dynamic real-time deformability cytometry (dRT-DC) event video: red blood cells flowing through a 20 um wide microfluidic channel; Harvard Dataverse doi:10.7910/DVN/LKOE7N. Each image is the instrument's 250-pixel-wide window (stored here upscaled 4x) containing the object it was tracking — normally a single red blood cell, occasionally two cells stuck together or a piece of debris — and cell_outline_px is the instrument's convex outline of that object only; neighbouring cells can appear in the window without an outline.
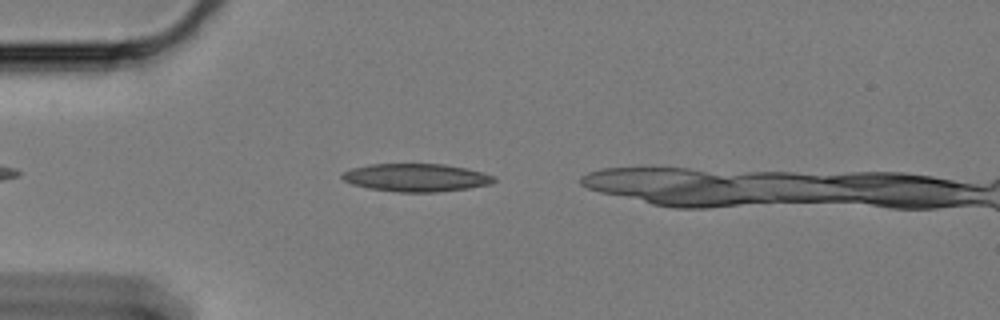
{"species": "Egyptian fruit bat (a non-hibernating species)", "species_latin": "Rousettus aegyptiacus", "temperature_condition": "cold", "stored_images_in_passage": 28, "camera_frame_rate_fps": 3000, "um_per_image_px": 0.085, "animal": {"sex": "female"}, "frame": {"image": 1, "passage_image": 3, "time_ms": 0.667, "image_size_px": [1000, 320], "cell_outline_px": [[496, 180], [492, 184], [468, 188], [436, 192], [396, 192], [368, 188], [352, 184], [344, 180], [340, 176], [344, 172], [352, 168], [372, 164], [444, 164], [484, 172], [496, 176]], "centroid_in_image_um": [35.4, 15.1], "position_along_channel_um": 49.6, "area_um2": 24.74}}
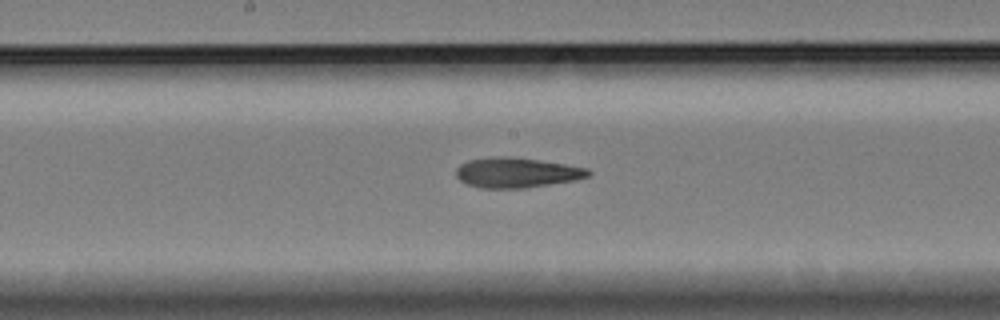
{"frame": {"image": 2, "passage_image": 18, "time_ms": 5.667, "image_size_px": [1000, 320], "cell_outline_px": [[592, 172], [588, 176], [576, 180], [524, 188], [480, 188], [468, 184], [460, 180], [456, 176], [456, 168], [460, 164], [468, 160], [496, 156], [508, 156], [540, 160], [588, 168]], "centroid_in_image_um": [43.91, 14.67], "position_along_channel_um": 204.3, "area_um2": 23.18}}
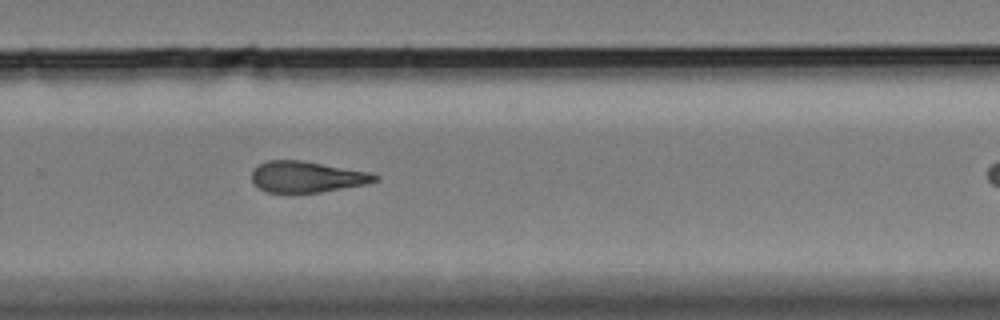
{"frame": {"image": 3, "passage_image": 27, "time_ms": 8.667, "image_size_px": [1000, 320], "cell_outline_px": [[380, 180], [368, 184], [320, 192], [268, 192], [260, 188], [252, 180], [252, 172], [260, 164], [268, 160], [300, 160], [372, 172], [380, 176]], "centroid_in_image_um": [26.17, 15.02], "position_along_channel_um": 303.6, "area_um2": 22.25}}